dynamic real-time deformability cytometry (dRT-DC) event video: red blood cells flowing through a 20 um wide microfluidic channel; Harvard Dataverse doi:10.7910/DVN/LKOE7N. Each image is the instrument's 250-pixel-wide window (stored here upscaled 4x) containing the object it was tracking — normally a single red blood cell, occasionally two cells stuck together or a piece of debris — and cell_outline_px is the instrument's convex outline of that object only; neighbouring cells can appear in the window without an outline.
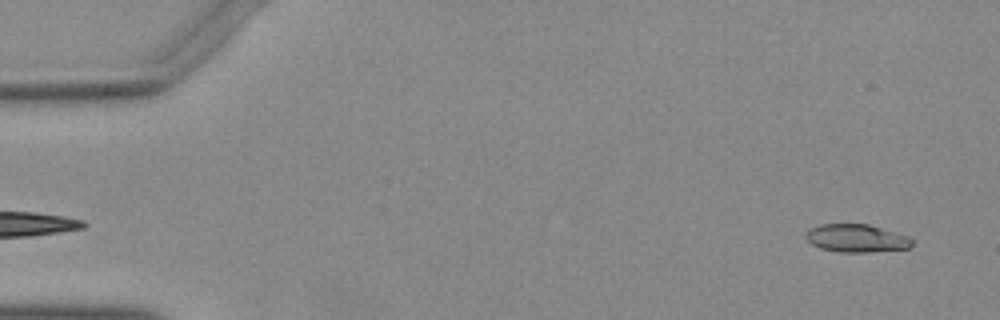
{"species": "Egyptian fruit bat (a non-hibernating species)", "species_latin": "Rousettus aegyptiacus", "temperature_condition": "warm", "stored_images_in_passage": 9, "camera_frame_rate_fps": 3000, "um_per_image_px": 0.085, "animal": {"sex": "female"}, "frame": {"image": 1, "passage_image": 2, "time_ms": 0.333, "image_size_px": [1000, 320], "cell_outline_px": [[912, 244], [908, 248], [868, 252], [840, 252], [820, 248], [812, 244], [804, 236], [804, 232], [808, 228], [820, 224], [868, 224], [908, 236], [912, 240]], "centroid_in_image_um": [72.74, 20.24], "position_along_channel_um": 12.3, "area_um2": 17.28}}